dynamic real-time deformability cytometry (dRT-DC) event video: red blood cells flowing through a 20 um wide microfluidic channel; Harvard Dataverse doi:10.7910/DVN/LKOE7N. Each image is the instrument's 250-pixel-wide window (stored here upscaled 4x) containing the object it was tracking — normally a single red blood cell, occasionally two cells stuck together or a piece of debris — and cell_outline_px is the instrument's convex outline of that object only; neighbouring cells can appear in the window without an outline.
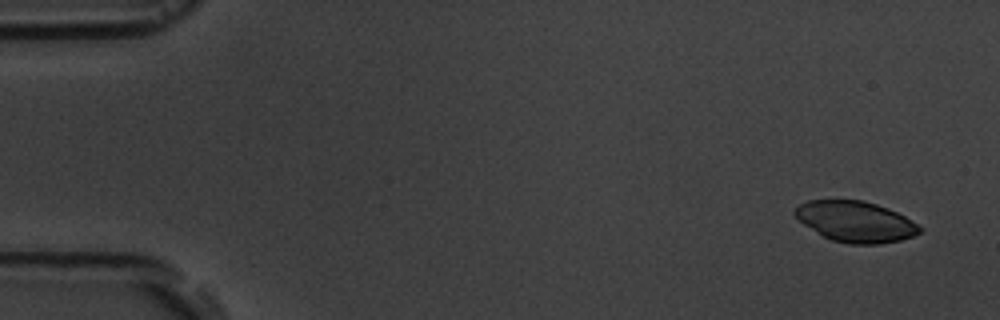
{"species": "common noctule bat (a hibernating species)", "species_latin": "Nyctalus noctula", "temperature_condition": "room temperature", "stored_images_in_passage": 5, "camera_frame_rate_fps": 3000, "um_per_image_px": 0.085, "animal": {"sex": "male", "body_mass_g": 19.5, "forearm_length_mm": 54.6}, "frame": {"image": 1, "passage_image": 1, "time_ms": 0.0, "image_size_px": [1000, 320], "cell_outline_px": [[924, 228], [920, 232], [912, 236], [900, 240], [880, 244], [848, 244], [832, 240], [824, 236], [804, 224], [792, 212], [800, 204], [808, 200], [864, 200], [888, 208], [904, 216]], "centroid_in_image_um": [72.74, 18.83], "position_along_channel_um": 12.3, "area_um2": 29.48}}